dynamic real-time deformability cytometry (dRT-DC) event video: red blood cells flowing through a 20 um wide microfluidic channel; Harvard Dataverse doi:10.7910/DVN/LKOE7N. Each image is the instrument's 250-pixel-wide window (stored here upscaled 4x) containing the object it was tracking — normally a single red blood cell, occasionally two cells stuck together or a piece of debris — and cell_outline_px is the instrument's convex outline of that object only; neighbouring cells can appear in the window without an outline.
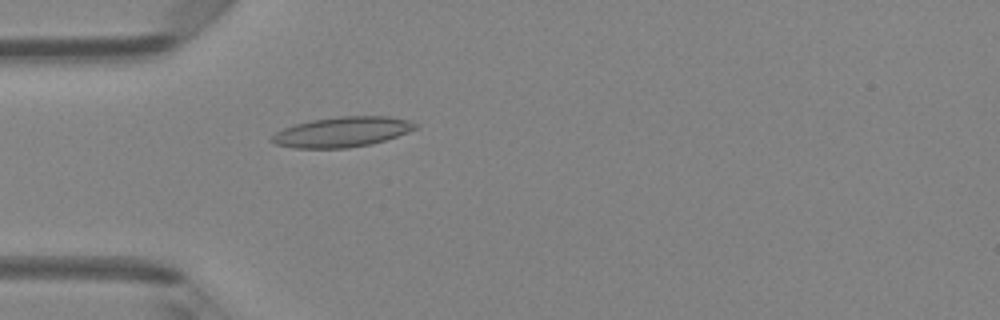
{"species": "Egyptian fruit bat (a non-hibernating species)", "species_latin": "Rousettus aegyptiacus", "temperature_condition": "room temperature", "stored_images_in_passage": 47, "camera_frame_rate_fps": 3000, "um_per_image_px": 0.085, "animal": {"sex": "female"}, "frame": {"image": 1, "passage_image": 14, "time_ms": 4.333, "image_size_px": [1000, 320], "cell_outline_px": [[420, 124], [416, 128], [408, 132], [372, 144], [348, 148], [296, 148], [276, 144], [268, 140], [276, 132], [284, 128], [296, 124], [312, 120], [340, 116], [388, 116], [412, 120]], "centroid_in_image_um": [29.12, 11.21], "position_along_channel_um": 55.9, "area_um2": 25.26}}
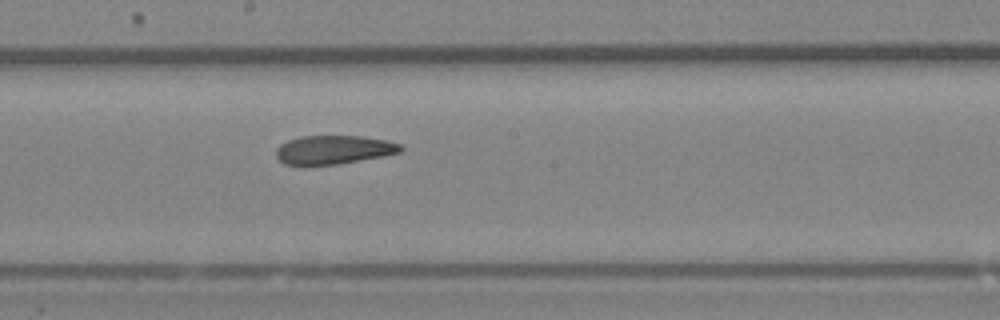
{"frame": {"image": 2, "passage_image": 26, "time_ms": 8.333, "image_size_px": [1000, 320], "cell_outline_px": [[404, 148], [400, 152], [384, 156], [336, 164], [308, 168], [300, 168], [284, 164], [276, 156], [276, 148], [280, 144], [288, 140], [300, 136], [360, 136], [384, 140], [400, 144]], "centroid_in_image_um": [28.27, 12.77], "position_along_channel_um": 219.9, "area_um2": 21.44}}
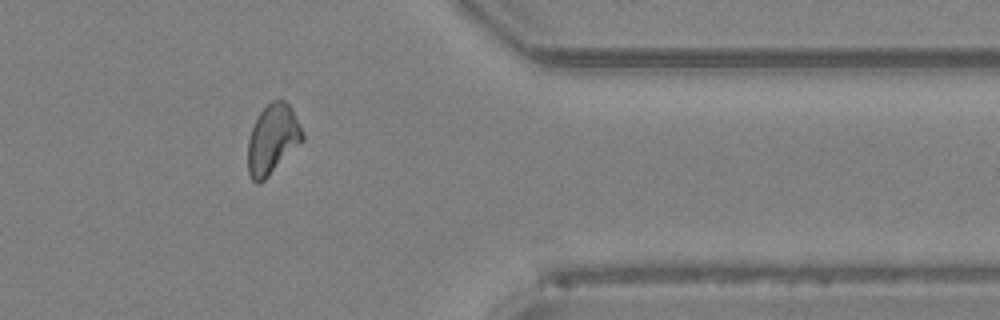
{"frame": {"image": 3, "passage_image": 39, "time_ms": 12.667, "image_size_px": [1000, 320], "cell_outline_px": [[304, 140], [260, 184], [256, 184], [252, 180], [248, 172], [248, 140], [252, 128], [260, 112], [272, 100], [284, 100], [292, 108], [304, 132]], "centroid_in_image_um": [23.18, 11.84], "position_along_channel_um": 388.2, "area_um2": 22.08}, "authors_computed_cell_mechanics": {"area_um2": 22.4842, "velocity_mm_per_s": 4.2604, "shape_relaxation_time_tau1_ms": null, "shape_relaxation_time_tau2_ms": 3.387, "deformation_change_tau1": null, "deformation_change_tau2": 0.1081}}